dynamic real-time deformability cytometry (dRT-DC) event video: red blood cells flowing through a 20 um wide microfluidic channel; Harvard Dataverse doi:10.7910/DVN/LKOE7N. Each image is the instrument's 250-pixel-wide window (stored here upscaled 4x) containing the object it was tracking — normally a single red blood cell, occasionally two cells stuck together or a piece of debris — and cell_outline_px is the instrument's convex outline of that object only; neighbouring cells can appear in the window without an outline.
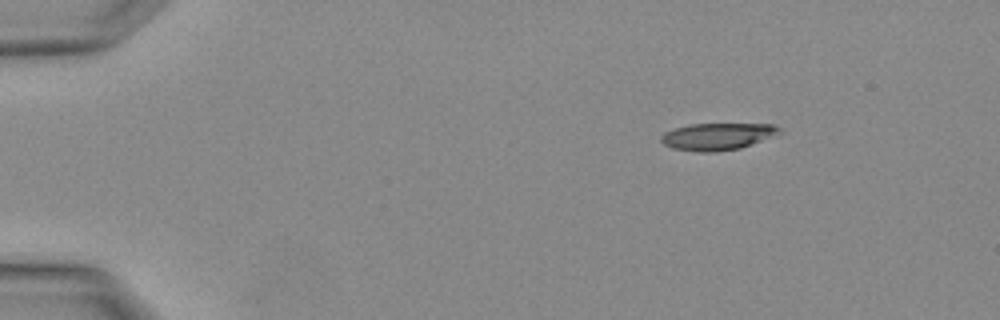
{"species": "Egyptian fruit bat (a non-hibernating species)", "species_latin": "Rousettus aegyptiacus", "temperature_condition": "warm", "stored_images_in_passage": 2, "camera_frame_rate_fps": 3000, "um_per_image_px": 0.085, "animal": {"sex": "female"}, "frame": {"image": 1, "passage_image": 1, "time_ms": 0.0, "image_size_px": [1000, 320], "cell_outline_px": [[780, 132], [740, 148], [716, 152], [700, 152], [672, 148], [664, 144], [660, 140], [660, 136], [664, 132], [676, 128], [692, 124], [776, 124], [780, 128]], "centroid_in_image_um": [60.93, 11.6], "position_along_channel_um": 24.1, "area_um2": 18.32}}